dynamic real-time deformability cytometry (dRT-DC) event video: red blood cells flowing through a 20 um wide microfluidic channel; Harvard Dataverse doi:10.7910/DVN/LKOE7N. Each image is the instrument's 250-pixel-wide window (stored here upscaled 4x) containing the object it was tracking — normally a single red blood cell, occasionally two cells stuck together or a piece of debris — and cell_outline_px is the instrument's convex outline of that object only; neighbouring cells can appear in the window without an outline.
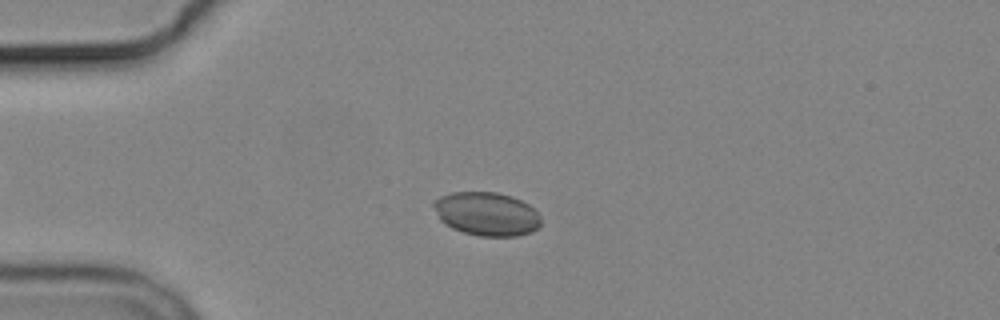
{"species": "common noctule bat (a hibernating species)", "species_latin": "Nyctalus noctula", "temperature_condition": "cold", "stored_images_in_passage": 5, "camera_frame_rate_fps": 3000, "um_per_image_px": 0.085, "animal": {"sex": "male", "body_mass_g": 19.2, "forearm_length_mm": 51.8}, "frame": {"image": 1, "passage_image": 2, "time_ms": 2.0, "image_size_px": [1000, 320], "cell_outline_px": [[540, 224], [532, 232], [516, 236], [480, 236], [464, 232], [452, 228], [444, 224], [440, 220], [432, 204], [440, 196], [452, 192], [496, 192], [512, 196], [528, 204], [540, 216]], "centroid_in_image_um": [41.35, 18.18], "position_along_channel_um": 43.6, "area_um2": 27.17}}
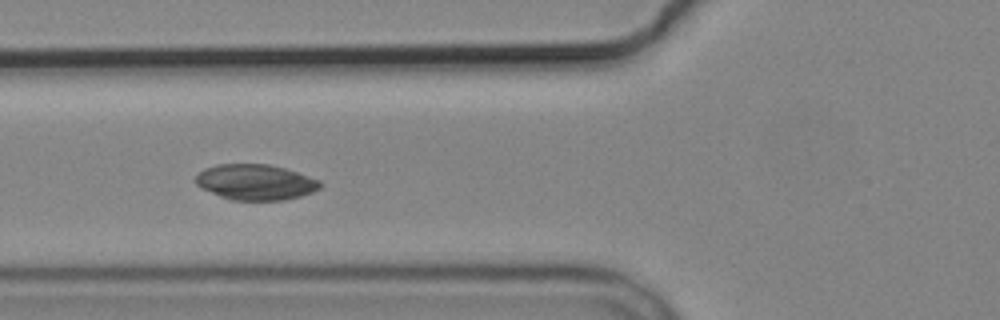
{"frame": {"image": 2, "passage_image": 4, "time_ms": 4.333, "image_size_px": [1000, 320], "cell_outline_px": [[324, 184], [320, 188], [312, 192], [300, 196], [284, 200], [232, 200], [220, 196], [200, 188], [196, 184], [196, 176], [204, 168], [216, 164], [268, 164], [284, 168], [320, 180]], "centroid_in_image_um": [21.72, 15.48], "position_along_channel_um": 104.1, "area_um2": 25.84}}
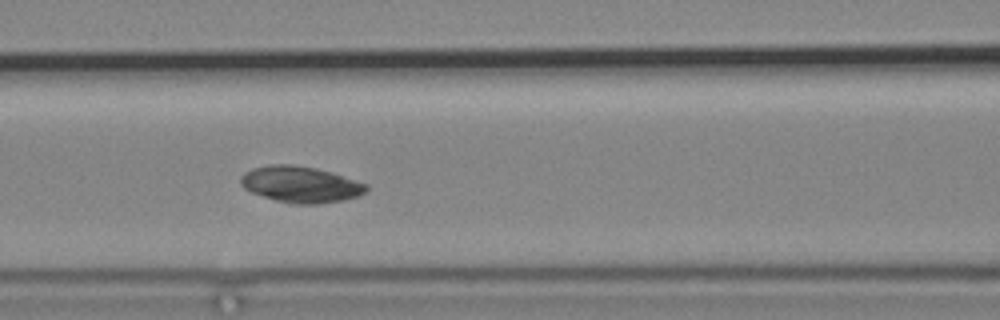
{"frame": {"image": 3, "passage_image": 5, "time_ms": 5.333, "image_size_px": [1000, 320], "cell_outline_px": [[368, 188], [360, 196], [344, 200], [320, 204], [296, 204], [276, 200], [252, 192], [244, 188], [240, 184], [240, 176], [244, 172], [252, 168], [268, 164], [292, 164], [316, 168], [332, 172], [368, 184]], "centroid_in_image_um": [25.56, 15.66], "position_along_channel_um": 141.0, "area_um2": 26.7}}